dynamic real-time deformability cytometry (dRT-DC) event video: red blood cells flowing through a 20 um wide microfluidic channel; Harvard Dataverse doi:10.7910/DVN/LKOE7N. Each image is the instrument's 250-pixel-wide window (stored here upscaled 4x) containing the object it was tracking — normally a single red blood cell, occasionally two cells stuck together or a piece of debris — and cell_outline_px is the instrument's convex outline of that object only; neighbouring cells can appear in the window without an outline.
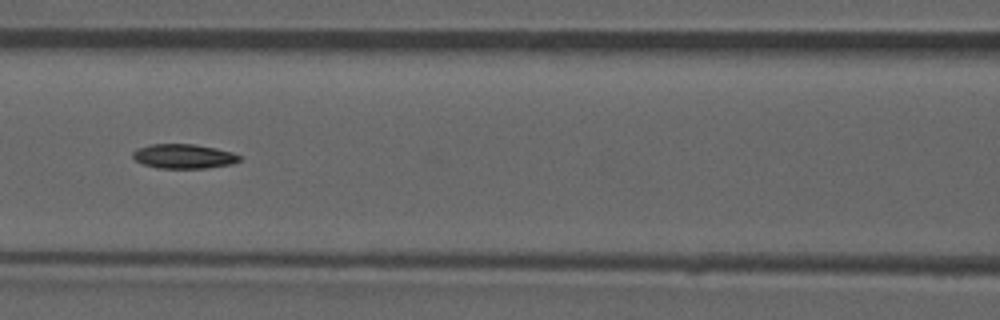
{"species": "common noctule bat (a hibernating species)", "species_latin": "Nyctalus noctula", "temperature_condition": "room temperature", "stored_images_in_passage": 52, "camera_frame_rate_fps": 3000, "um_per_image_px": 0.085, "animal": {"sex": "male", "forearm_length_mm": 52.5}, "frame": {"image": 1, "passage_image": 23, "time_ms": 7.333, "image_size_px": [1000, 320], "cell_outline_px": [[240, 160], [232, 164], [204, 168], [156, 168], [144, 164], [136, 160], [132, 156], [132, 152], [136, 148], [148, 144], [192, 144], [216, 148], [232, 152], [240, 156]], "centroid_in_image_um": [15.58, 13.28], "position_along_channel_um": 151.0, "area_um2": 15.2}, "authors_computed_cell_mechanics": {"area_um2": 15.317, "velocity_mm_per_s": 3.9541, "shape_relaxation_time_tau1_ms": null, "shape_relaxation_time_tau2_ms": 4.7862, "deformation_change_tau1": null, "deformation_change_tau2": 0.1181}}